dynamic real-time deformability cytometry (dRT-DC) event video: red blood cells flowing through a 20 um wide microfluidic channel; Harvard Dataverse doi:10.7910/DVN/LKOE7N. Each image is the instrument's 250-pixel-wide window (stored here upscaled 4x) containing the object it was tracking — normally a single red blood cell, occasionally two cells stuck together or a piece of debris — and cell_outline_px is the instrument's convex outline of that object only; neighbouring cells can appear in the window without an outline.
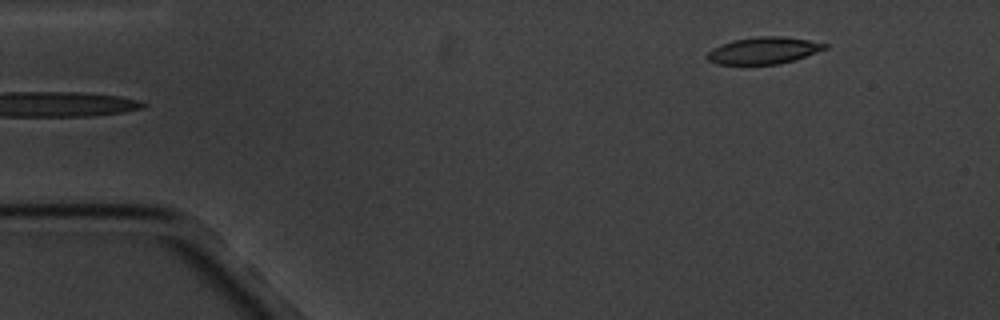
{"species": "common noctule bat (a hibernating species)", "species_latin": "Nyctalus noctula", "temperature_condition": "cold", "stored_images_in_passage": 5, "camera_frame_rate_fps": 3000, "um_per_image_px": 0.085, "animal": {"sex": "male", "body_mass_g": 20.1, "forearm_length_mm": 53.5}, "frame": {"image": 1, "passage_image": 5, "time_ms": 4.667, "image_size_px": [1000, 320], "cell_outline_px": [[828, 48], [780, 64], [716, 64], [708, 60], [704, 56], [712, 48], [732, 40], [756, 36], [780, 36], [808, 40], [828, 44]], "centroid_in_image_um": [64.86, 4.29], "position_along_channel_um": 20.1, "area_um2": 18.32}}